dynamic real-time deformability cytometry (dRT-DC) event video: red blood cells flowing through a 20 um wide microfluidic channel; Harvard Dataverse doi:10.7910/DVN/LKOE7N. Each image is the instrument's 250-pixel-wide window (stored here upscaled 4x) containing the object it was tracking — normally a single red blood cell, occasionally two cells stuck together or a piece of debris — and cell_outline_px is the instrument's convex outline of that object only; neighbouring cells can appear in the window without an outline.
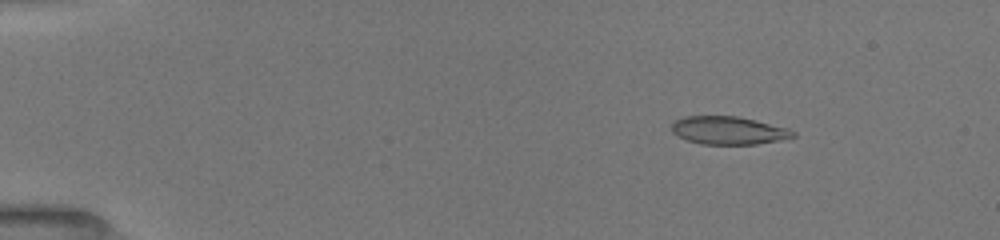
{"species": "common noctule bat (a hibernating species)", "species_latin": "Nyctalus noctula", "temperature_condition": "room temperature", "stored_images_in_passage": 46, "camera_frame_rate_fps": 3000, "um_per_image_px": 0.085, "animal": {"sex": "female", "body_mass_g": 19.5, "forearm_length_mm": 54.1}, "frame": {"image": 1, "passage_image": 3, "time_ms": 0.667, "image_size_px": [1000, 240], "cell_outline_px": [[796, 136], [756, 144], [700, 144], [688, 140], [672, 132], [672, 124], [676, 120], [684, 116], [736, 116], [788, 128], [796, 132]], "centroid_in_image_um": [61.91, 11.08], "position_along_channel_um": 23.1, "area_um2": 19.48}}
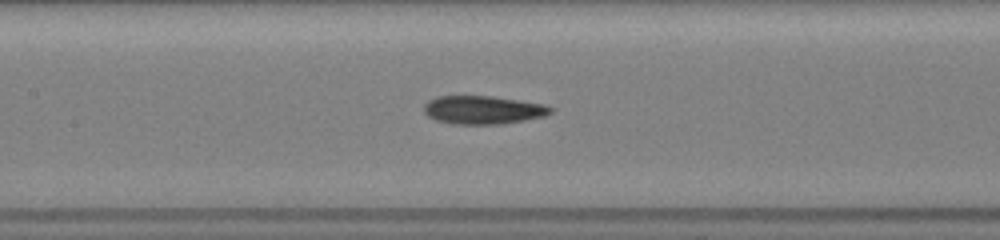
{"frame": {"image": 2, "passage_image": 21, "time_ms": 6.667, "image_size_px": [1000, 240], "cell_outline_px": [[552, 112], [544, 116], [524, 120], [500, 124], [452, 124], [436, 120], [428, 116], [424, 112], [424, 104], [428, 100], [436, 96], [492, 96], [548, 104], [552, 108]], "centroid_in_image_um": [41.06, 9.33], "position_along_channel_um": 166.3, "area_um2": 21.04}}
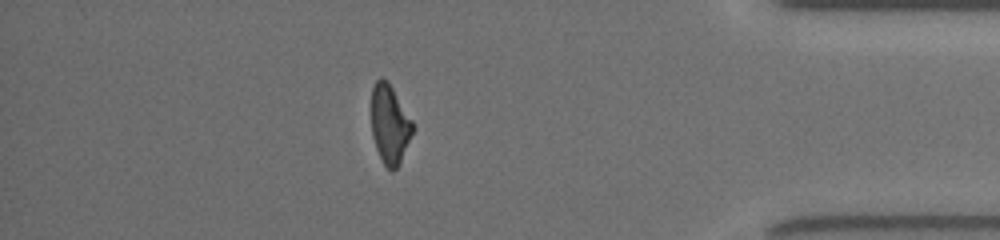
{"frame": {"image": 3, "passage_image": 40, "time_ms": 13.333, "image_size_px": [1000, 240], "cell_outline_px": [[416, 128], [396, 168], [392, 172], [384, 164], [376, 148], [372, 136], [372, 88], [376, 80], [380, 76], [388, 80], [412, 120]], "centroid_in_image_um": [33.14, 10.52], "position_along_channel_um": 402.1, "area_um2": 19.02}, "authors_computed_cell_mechanics": {"area_um2": 20.4034, "velocity_mm_per_s": 4.0109, "shape_relaxation_time_tau1_ms": 7.719, "shape_relaxation_time_tau2_ms": 2.0087, "deformation_change_tau1": 0.2656, "deformation_change_tau2": 0.0965}}